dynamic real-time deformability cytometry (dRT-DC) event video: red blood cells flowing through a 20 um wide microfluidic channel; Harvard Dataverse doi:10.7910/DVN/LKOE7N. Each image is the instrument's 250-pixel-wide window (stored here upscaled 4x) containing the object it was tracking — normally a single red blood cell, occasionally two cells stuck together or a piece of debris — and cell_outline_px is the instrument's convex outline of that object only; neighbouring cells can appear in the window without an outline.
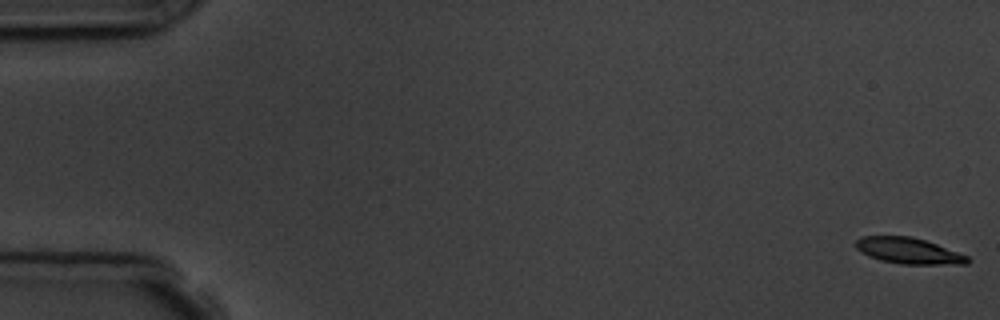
{"species": "common noctule bat (a hibernating species)", "species_latin": "Nyctalus noctula", "temperature_condition": "room temperature", "stored_images_in_passage": 4, "camera_frame_rate_fps": 3000, "um_per_image_px": 0.085, "animal": {"sex": "male", "body_mass_g": 19.5, "forearm_length_mm": 54.6}, "frame": {"image": 1, "passage_image": 1, "time_ms": 0.0, "image_size_px": [1000, 320], "cell_outline_px": [[972, 260], [968, 264], [900, 264], [880, 260], [868, 256], [860, 252], [856, 248], [856, 240], [864, 236], [912, 236], [936, 244], [968, 256]], "centroid_in_image_um": [77.23, 21.32], "position_along_channel_um": 7.8, "area_um2": 16.94}}